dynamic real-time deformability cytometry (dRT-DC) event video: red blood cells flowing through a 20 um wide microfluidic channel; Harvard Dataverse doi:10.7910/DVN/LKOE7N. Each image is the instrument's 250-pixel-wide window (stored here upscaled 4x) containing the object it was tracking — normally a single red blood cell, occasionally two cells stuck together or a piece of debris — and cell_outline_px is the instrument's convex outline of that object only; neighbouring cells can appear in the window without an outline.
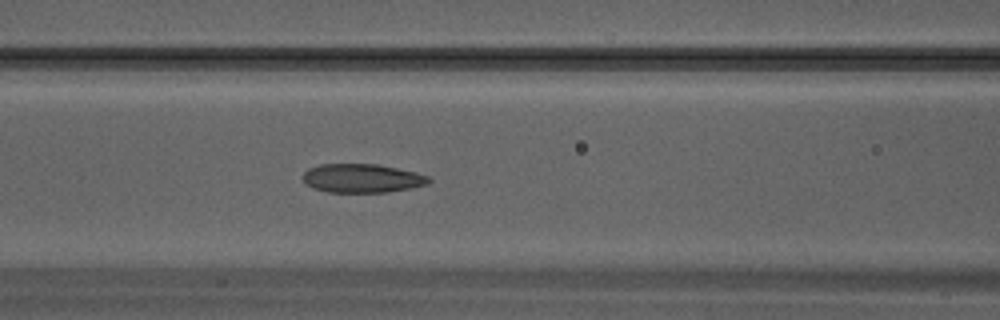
{"species": "Egyptian fruit bat (a non-hibernating species)", "species_latin": "Rousettus aegyptiacus", "temperature_condition": "warm", "stored_images_in_passage": 15, "camera_frame_rate_fps": 3000, "um_per_image_px": 0.085, "animal": {"sex": "male"}, "frame": {"image": 1, "passage_image": 7, "time_ms": 2.0, "image_size_px": [1000, 320], "cell_outline_px": [[432, 180], [428, 184], [412, 188], [384, 192], [328, 192], [312, 188], [304, 184], [304, 172], [308, 168], [320, 164], [376, 164], [416, 172], [428, 176]], "centroid_in_image_um": [30.77, 15.15], "position_along_channel_um": 135.8, "area_um2": 21.15}}
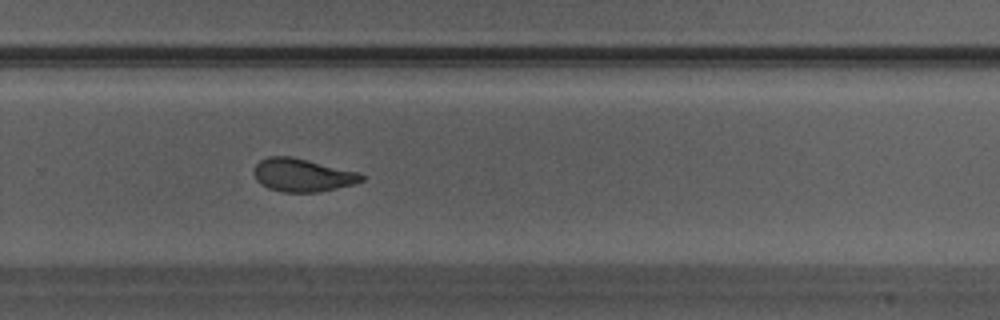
{"frame": {"image": 2, "passage_image": 15, "time_ms": 4.667, "image_size_px": [1000, 320], "cell_outline_px": [[364, 180], [352, 184], [336, 188], [316, 192], [284, 192], [268, 188], [260, 184], [256, 180], [252, 172], [252, 168], [260, 160], [268, 156], [292, 156], [360, 172], [364, 176]], "centroid_in_image_um": [25.67, 14.87], "position_along_channel_um": 304.1, "area_um2": 20.92}}